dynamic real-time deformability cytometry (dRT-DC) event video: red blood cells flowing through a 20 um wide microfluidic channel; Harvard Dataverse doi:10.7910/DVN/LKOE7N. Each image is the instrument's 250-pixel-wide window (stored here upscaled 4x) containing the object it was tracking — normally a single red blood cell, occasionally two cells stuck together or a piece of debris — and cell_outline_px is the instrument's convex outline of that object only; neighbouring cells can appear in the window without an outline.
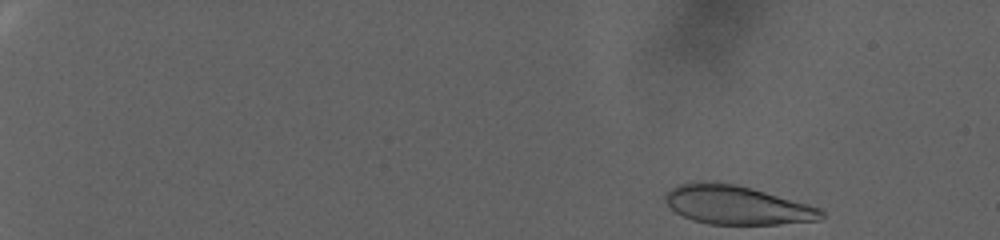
{"species": "human", "species_latin": "Homo sapiens", "temperature_condition": "warm", "stored_images_in_passage": 83, "camera_frame_rate_fps": 3000, "um_per_image_px": 0.085, "donor": {"sex": "female"}, "frame": {"image": 1, "passage_image": 1, "time_ms": 0.0, "image_size_px": [1000, 240], "cell_outline_px": [[824, 216], [820, 220], [780, 224], [708, 224], [692, 220], [676, 212], [664, 200], [664, 196], [672, 188], [680, 184], [732, 184], [764, 192], [820, 208], [824, 212]], "centroid_in_image_um": [62.66, 17.48], "position_along_channel_um": 22.3, "area_um2": 34.04}}
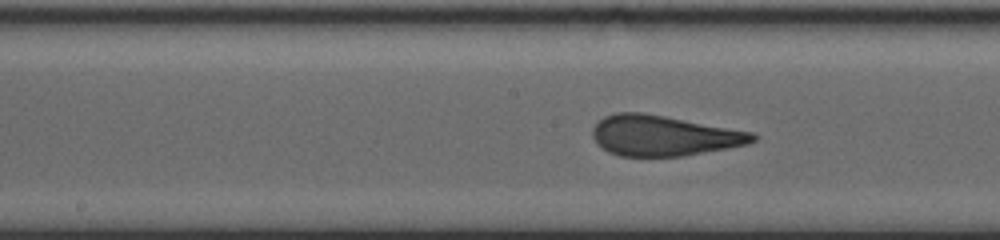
{"frame": {"image": 2, "passage_image": 45, "time_ms": 14.667, "image_size_px": [1000, 240], "cell_outline_px": [[760, 136], [756, 140], [748, 144], [728, 148], [684, 156], [620, 156], [608, 152], [592, 136], [592, 128], [604, 116], [616, 112], [644, 112], [752, 132]], "centroid_in_image_um": [56.43, 11.52], "position_along_channel_um": 191.8, "area_um2": 37.69}}
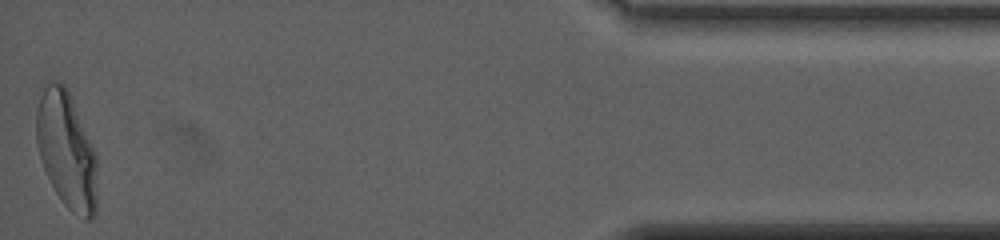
{"frame": {"image": 3, "passage_image": 83, "time_ms": 27.333, "image_size_px": [1000, 240], "cell_outline_px": [[96, 216], [92, 220], [84, 220], [72, 212], [64, 204], [56, 192], [44, 168], [36, 144], [36, 108], [44, 80], [60, 80], [64, 84], [72, 100], [96, 156]], "centroid_in_image_um": [5.63, 12.75], "position_along_channel_um": 429.6, "area_um2": 41.27}}